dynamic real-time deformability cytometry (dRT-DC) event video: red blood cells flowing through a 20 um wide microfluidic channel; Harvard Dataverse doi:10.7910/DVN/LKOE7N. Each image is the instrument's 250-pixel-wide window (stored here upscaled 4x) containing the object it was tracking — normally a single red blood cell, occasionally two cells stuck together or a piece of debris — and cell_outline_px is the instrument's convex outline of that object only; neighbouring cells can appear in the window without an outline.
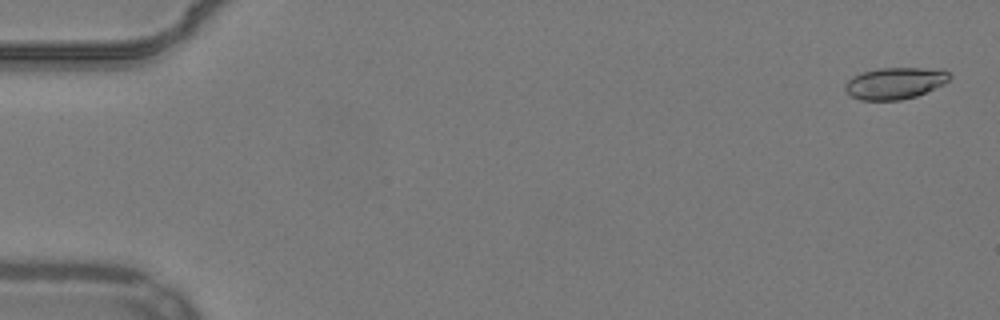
{"species": "common noctule bat (a hibernating species)", "species_latin": "Nyctalus noctula", "temperature_condition": "warm", "stored_images_in_passage": 55, "camera_frame_rate_fps": 3000, "um_per_image_px": 0.085, "animal": {"sex": "male", "body_mass_g": 19.2, "forearm_length_mm": 51.8}, "frame": {"image": 1, "passage_image": 2, "time_ms": 0.333, "image_size_px": [1000, 320], "cell_outline_px": [[952, 76], [944, 84], [916, 96], [900, 100], [860, 100], [852, 96], [844, 88], [844, 84], [852, 76], [860, 72], [880, 68], [944, 68]], "centroid_in_image_um": [76.08, 7.05], "position_along_channel_um": 8.9, "area_um2": 19.42}}
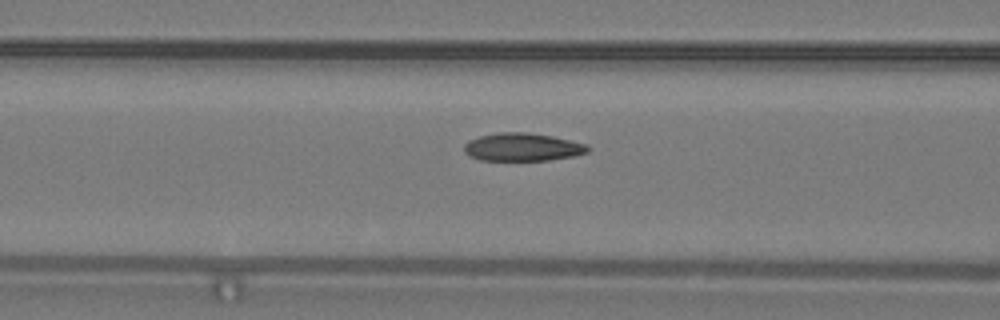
{"frame": {"image": 2, "passage_image": 23, "time_ms": 7.333, "image_size_px": [1000, 320], "cell_outline_px": [[592, 148], [588, 152], [576, 156], [548, 160], [480, 160], [468, 156], [464, 152], [464, 144], [468, 140], [480, 136], [496, 132], [524, 132], [552, 136], [588, 144]], "centroid_in_image_um": [44.42, 12.5], "position_along_channel_um": 122.2, "area_um2": 20.4}}
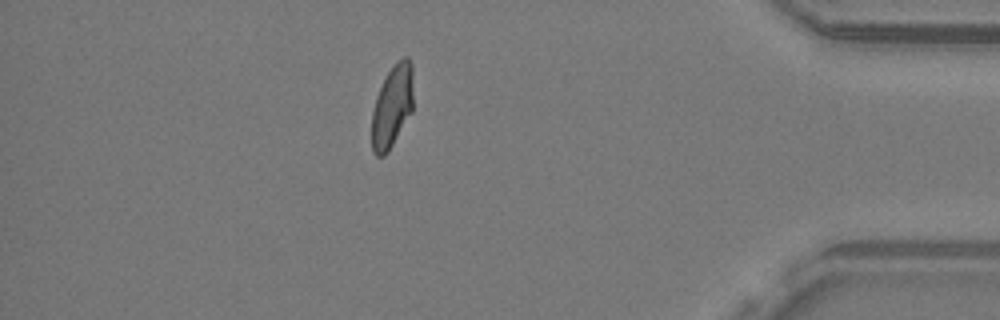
{"frame": {"image": 3, "passage_image": 48, "time_ms": 15.667, "image_size_px": [1000, 320], "cell_outline_px": [[412, 112], [388, 152], [384, 156], [376, 156], [372, 152], [372, 112], [376, 96], [392, 64], [396, 60], [404, 56], [408, 56], [412, 64]], "centroid_in_image_um": [33.33, 9.02], "position_along_channel_um": 401.9, "area_um2": 20.06}, "authors_computed_cell_mechanics": {"area_um2": 20.1144, "velocity_mm_per_s": 3.8528, "shape_relaxation_time_tau1_ms": 5.94, "shape_relaxation_time_tau2_ms": 0.965, "deformation_change_tau1": 0.1654, "deformation_change_tau2": 0.0519}}